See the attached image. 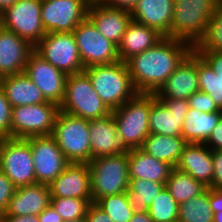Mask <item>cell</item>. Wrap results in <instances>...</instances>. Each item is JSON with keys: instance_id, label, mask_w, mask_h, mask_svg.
<instances>
[{"instance_id": "1", "label": "cell", "mask_w": 222, "mask_h": 222, "mask_svg": "<svg viewBox=\"0 0 222 222\" xmlns=\"http://www.w3.org/2000/svg\"><path fill=\"white\" fill-rule=\"evenodd\" d=\"M192 51L193 46L188 42L164 37L150 49L128 59L125 63L136 92L155 94Z\"/></svg>"}, {"instance_id": "2", "label": "cell", "mask_w": 222, "mask_h": 222, "mask_svg": "<svg viewBox=\"0 0 222 222\" xmlns=\"http://www.w3.org/2000/svg\"><path fill=\"white\" fill-rule=\"evenodd\" d=\"M84 71L91 79L97 95L111 111L121 107L137 94L125 62L94 65Z\"/></svg>"}, {"instance_id": "3", "label": "cell", "mask_w": 222, "mask_h": 222, "mask_svg": "<svg viewBox=\"0 0 222 222\" xmlns=\"http://www.w3.org/2000/svg\"><path fill=\"white\" fill-rule=\"evenodd\" d=\"M59 108L63 113L87 120L111 114L85 71L67 76L65 96Z\"/></svg>"}, {"instance_id": "4", "label": "cell", "mask_w": 222, "mask_h": 222, "mask_svg": "<svg viewBox=\"0 0 222 222\" xmlns=\"http://www.w3.org/2000/svg\"><path fill=\"white\" fill-rule=\"evenodd\" d=\"M151 94L137 93L124 105L111 111L117 133L129 149L141 148L150 134Z\"/></svg>"}, {"instance_id": "5", "label": "cell", "mask_w": 222, "mask_h": 222, "mask_svg": "<svg viewBox=\"0 0 222 222\" xmlns=\"http://www.w3.org/2000/svg\"><path fill=\"white\" fill-rule=\"evenodd\" d=\"M92 201L127 192L128 153L93 158L89 163Z\"/></svg>"}, {"instance_id": "6", "label": "cell", "mask_w": 222, "mask_h": 222, "mask_svg": "<svg viewBox=\"0 0 222 222\" xmlns=\"http://www.w3.org/2000/svg\"><path fill=\"white\" fill-rule=\"evenodd\" d=\"M219 0H174L171 37L194 46L203 36Z\"/></svg>"}, {"instance_id": "7", "label": "cell", "mask_w": 222, "mask_h": 222, "mask_svg": "<svg viewBox=\"0 0 222 222\" xmlns=\"http://www.w3.org/2000/svg\"><path fill=\"white\" fill-rule=\"evenodd\" d=\"M90 120L59 111L51 136L70 163H89L91 144Z\"/></svg>"}, {"instance_id": "8", "label": "cell", "mask_w": 222, "mask_h": 222, "mask_svg": "<svg viewBox=\"0 0 222 222\" xmlns=\"http://www.w3.org/2000/svg\"><path fill=\"white\" fill-rule=\"evenodd\" d=\"M60 108L52 102L16 106L12 108L11 138L26 139L49 136L53 132Z\"/></svg>"}, {"instance_id": "9", "label": "cell", "mask_w": 222, "mask_h": 222, "mask_svg": "<svg viewBox=\"0 0 222 222\" xmlns=\"http://www.w3.org/2000/svg\"><path fill=\"white\" fill-rule=\"evenodd\" d=\"M0 170L16 188L37 184L31 147L25 139H0Z\"/></svg>"}, {"instance_id": "10", "label": "cell", "mask_w": 222, "mask_h": 222, "mask_svg": "<svg viewBox=\"0 0 222 222\" xmlns=\"http://www.w3.org/2000/svg\"><path fill=\"white\" fill-rule=\"evenodd\" d=\"M34 51L67 75L84 71L73 32L46 33Z\"/></svg>"}, {"instance_id": "11", "label": "cell", "mask_w": 222, "mask_h": 222, "mask_svg": "<svg viewBox=\"0 0 222 222\" xmlns=\"http://www.w3.org/2000/svg\"><path fill=\"white\" fill-rule=\"evenodd\" d=\"M84 69L120 61L118 47L86 17L73 31Z\"/></svg>"}, {"instance_id": "12", "label": "cell", "mask_w": 222, "mask_h": 222, "mask_svg": "<svg viewBox=\"0 0 222 222\" xmlns=\"http://www.w3.org/2000/svg\"><path fill=\"white\" fill-rule=\"evenodd\" d=\"M40 13L41 0H17L0 15V23L35 46L46 34Z\"/></svg>"}, {"instance_id": "13", "label": "cell", "mask_w": 222, "mask_h": 222, "mask_svg": "<svg viewBox=\"0 0 222 222\" xmlns=\"http://www.w3.org/2000/svg\"><path fill=\"white\" fill-rule=\"evenodd\" d=\"M91 0H41V19L46 33L73 32L87 17Z\"/></svg>"}, {"instance_id": "14", "label": "cell", "mask_w": 222, "mask_h": 222, "mask_svg": "<svg viewBox=\"0 0 222 222\" xmlns=\"http://www.w3.org/2000/svg\"><path fill=\"white\" fill-rule=\"evenodd\" d=\"M25 140L31 147L36 182L49 185L70 162L51 135L34 136Z\"/></svg>"}, {"instance_id": "15", "label": "cell", "mask_w": 222, "mask_h": 222, "mask_svg": "<svg viewBox=\"0 0 222 222\" xmlns=\"http://www.w3.org/2000/svg\"><path fill=\"white\" fill-rule=\"evenodd\" d=\"M189 108L187 99H158L151 94L150 134L182 137V125Z\"/></svg>"}, {"instance_id": "16", "label": "cell", "mask_w": 222, "mask_h": 222, "mask_svg": "<svg viewBox=\"0 0 222 222\" xmlns=\"http://www.w3.org/2000/svg\"><path fill=\"white\" fill-rule=\"evenodd\" d=\"M27 75L40 89L48 102L60 106L65 96L67 74L57 69L33 51L27 61Z\"/></svg>"}, {"instance_id": "17", "label": "cell", "mask_w": 222, "mask_h": 222, "mask_svg": "<svg viewBox=\"0 0 222 222\" xmlns=\"http://www.w3.org/2000/svg\"><path fill=\"white\" fill-rule=\"evenodd\" d=\"M197 54L192 51L155 93L158 99H188L199 91Z\"/></svg>"}, {"instance_id": "18", "label": "cell", "mask_w": 222, "mask_h": 222, "mask_svg": "<svg viewBox=\"0 0 222 222\" xmlns=\"http://www.w3.org/2000/svg\"><path fill=\"white\" fill-rule=\"evenodd\" d=\"M91 160L104 156L128 153L130 150L117 133V125L111 114L91 119L89 123Z\"/></svg>"}, {"instance_id": "19", "label": "cell", "mask_w": 222, "mask_h": 222, "mask_svg": "<svg viewBox=\"0 0 222 222\" xmlns=\"http://www.w3.org/2000/svg\"><path fill=\"white\" fill-rule=\"evenodd\" d=\"M50 197L92 198L88 163H69L50 184Z\"/></svg>"}, {"instance_id": "20", "label": "cell", "mask_w": 222, "mask_h": 222, "mask_svg": "<svg viewBox=\"0 0 222 222\" xmlns=\"http://www.w3.org/2000/svg\"><path fill=\"white\" fill-rule=\"evenodd\" d=\"M34 51L27 40L0 27V77L24 73L28 58Z\"/></svg>"}, {"instance_id": "21", "label": "cell", "mask_w": 222, "mask_h": 222, "mask_svg": "<svg viewBox=\"0 0 222 222\" xmlns=\"http://www.w3.org/2000/svg\"><path fill=\"white\" fill-rule=\"evenodd\" d=\"M87 17L93 22L98 31L117 47L132 20L130 11L107 7L97 0H91Z\"/></svg>"}, {"instance_id": "22", "label": "cell", "mask_w": 222, "mask_h": 222, "mask_svg": "<svg viewBox=\"0 0 222 222\" xmlns=\"http://www.w3.org/2000/svg\"><path fill=\"white\" fill-rule=\"evenodd\" d=\"M174 0H139L130 12L132 20L171 37Z\"/></svg>"}, {"instance_id": "23", "label": "cell", "mask_w": 222, "mask_h": 222, "mask_svg": "<svg viewBox=\"0 0 222 222\" xmlns=\"http://www.w3.org/2000/svg\"><path fill=\"white\" fill-rule=\"evenodd\" d=\"M50 204L49 185L33 184L16 188L5 215H39Z\"/></svg>"}, {"instance_id": "24", "label": "cell", "mask_w": 222, "mask_h": 222, "mask_svg": "<svg viewBox=\"0 0 222 222\" xmlns=\"http://www.w3.org/2000/svg\"><path fill=\"white\" fill-rule=\"evenodd\" d=\"M175 168L209 187L213 179L212 150L205 144L187 143Z\"/></svg>"}, {"instance_id": "25", "label": "cell", "mask_w": 222, "mask_h": 222, "mask_svg": "<svg viewBox=\"0 0 222 222\" xmlns=\"http://www.w3.org/2000/svg\"><path fill=\"white\" fill-rule=\"evenodd\" d=\"M164 37L157 29L131 20L118 46L120 61L126 62L131 57L150 49Z\"/></svg>"}, {"instance_id": "26", "label": "cell", "mask_w": 222, "mask_h": 222, "mask_svg": "<svg viewBox=\"0 0 222 222\" xmlns=\"http://www.w3.org/2000/svg\"><path fill=\"white\" fill-rule=\"evenodd\" d=\"M173 168L171 164L152 157L141 148L128 151L129 178L166 183Z\"/></svg>"}, {"instance_id": "27", "label": "cell", "mask_w": 222, "mask_h": 222, "mask_svg": "<svg viewBox=\"0 0 222 222\" xmlns=\"http://www.w3.org/2000/svg\"><path fill=\"white\" fill-rule=\"evenodd\" d=\"M0 87L12 108L47 102L40 89L25 73L2 77Z\"/></svg>"}, {"instance_id": "28", "label": "cell", "mask_w": 222, "mask_h": 222, "mask_svg": "<svg viewBox=\"0 0 222 222\" xmlns=\"http://www.w3.org/2000/svg\"><path fill=\"white\" fill-rule=\"evenodd\" d=\"M221 116L222 111L201 113L189 108L182 125V137L187 143L205 144Z\"/></svg>"}, {"instance_id": "29", "label": "cell", "mask_w": 222, "mask_h": 222, "mask_svg": "<svg viewBox=\"0 0 222 222\" xmlns=\"http://www.w3.org/2000/svg\"><path fill=\"white\" fill-rule=\"evenodd\" d=\"M186 144L183 137L149 134L141 149L152 157L175 167Z\"/></svg>"}, {"instance_id": "30", "label": "cell", "mask_w": 222, "mask_h": 222, "mask_svg": "<svg viewBox=\"0 0 222 222\" xmlns=\"http://www.w3.org/2000/svg\"><path fill=\"white\" fill-rule=\"evenodd\" d=\"M165 187L178 204H182L185 201L198 196L208 188L188 173L178 170L175 167L171 171Z\"/></svg>"}, {"instance_id": "31", "label": "cell", "mask_w": 222, "mask_h": 222, "mask_svg": "<svg viewBox=\"0 0 222 222\" xmlns=\"http://www.w3.org/2000/svg\"><path fill=\"white\" fill-rule=\"evenodd\" d=\"M165 184L153 180L129 178L126 193L134 211H148L153 200L165 187Z\"/></svg>"}, {"instance_id": "32", "label": "cell", "mask_w": 222, "mask_h": 222, "mask_svg": "<svg viewBox=\"0 0 222 222\" xmlns=\"http://www.w3.org/2000/svg\"><path fill=\"white\" fill-rule=\"evenodd\" d=\"M213 214L207 188L198 196L179 204L177 222H213Z\"/></svg>"}, {"instance_id": "33", "label": "cell", "mask_w": 222, "mask_h": 222, "mask_svg": "<svg viewBox=\"0 0 222 222\" xmlns=\"http://www.w3.org/2000/svg\"><path fill=\"white\" fill-rule=\"evenodd\" d=\"M193 51L222 52V0L217 3L206 30L193 46Z\"/></svg>"}, {"instance_id": "34", "label": "cell", "mask_w": 222, "mask_h": 222, "mask_svg": "<svg viewBox=\"0 0 222 222\" xmlns=\"http://www.w3.org/2000/svg\"><path fill=\"white\" fill-rule=\"evenodd\" d=\"M95 204L114 222H129L135 212L126 192L102 197Z\"/></svg>"}, {"instance_id": "35", "label": "cell", "mask_w": 222, "mask_h": 222, "mask_svg": "<svg viewBox=\"0 0 222 222\" xmlns=\"http://www.w3.org/2000/svg\"><path fill=\"white\" fill-rule=\"evenodd\" d=\"M179 204L164 187L153 200L148 212L154 222H177Z\"/></svg>"}, {"instance_id": "36", "label": "cell", "mask_w": 222, "mask_h": 222, "mask_svg": "<svg viewBox=\"0 0 222 222\" xmlns=\"http://www.w3.org/2000/svg\"><path fill=\"white\" fill-rule=\"evenodd\" d=\"M197 75L200 91L209 94L217 107L222 110V80L198 54Z\"/></svg>"}, {"instance_id": "37", "label": "cell", "mask_w": 222, "mask_h": 222, "mask_svg": "<svg viewBox=\"0 0 222 222\" xmlns=\"http://www.w3.org/2000/svg\"><path fill=\"white\" fill-rule=\"evenodd\" d=\"M92 202V198L50 197V203L62 217L63 221L85 218L89 205Z\"/></svg>"}, {"instance_id": "38", "label": "cell", "mask_w": 222, "mask_h": 222, "mask_svg": "<svg viewBox=\"0 0 222 222\" xmlns=\"http://www.w3.org/2000/svg\"><path fill=\"white\" fill-rule=\"evenodd\" d=\"M12 106L0 87V139L11 138Z\"/></svg>"}, {"instance_id": "39", "label": "cell", "mask_w": 222, "mask_h": 222, "mask_svg": "<svg viewBox=\"0 0 222 222\" xmlns=\"http://www.w3.org/2000/svg\"><path fill=\"white\" fill-rule=\"evenodd\" d=\"M187 100L189 102L190 108L197 109L201 113L222 111L217 107L215 101L210 97L209 94L200 90L195 92Z\"/></svg>"}, {"instance_id": "40", "label": "cell", "mask_w": 222, "mask_h": 222, "mask_svg": "<svg viewBox=\"0 0 222 222\" xmlns=\"http://www.w3.org/2000/svg\"><path fill=\"white\" fill-rule=\"evenodd\" d=\"M16 187L11 180L0 170V216L5 214L9 201L14 195Z\"/></svg>"}, {"instance_id": "41", "label": "cell", "mask_w": 222, "mask_h": 222, "mask_svg": "<svg viewBox=\"0 0 222 222\" xmlns=\"http://www.w3.org/2000/svg\"><path fill=\"white\" fill-rule=\"evenodd\" d=\"M222 80V52L218 51H194Z\"/></svg>"}, {"instance_id": "42", "label": "cell", "mask_w": 222, "mask_h": 222, "mask_svg": "<svg viewBox=\"0 0 222 222\" xmlns=\"http://www.w3.org/2000/svg\"><path fill=\"white\" fill-rule=\"evenodd\" d=\"M213 179L210 189H222V150L212 151Z\"/></svg>"}, {"instance_id": "43", "label": "cell", "mask_w": 222, "mask_h": 222, "mask_svg": "<svg viewBox=\"0 0 222 222\" xmlns=\"http://www.w3.org/2000/svg\"><path fill=\"white\" fill-rule=\"evenodd\" d=\"M209 202L213 214V222H222V189L209 188Z\"/></svg>"}, {"instance_id": "44", "label": "cell", "mask_w": 222, "mask_h": 222, "mask_svg": "<svg viewBox=\"0 0 222 222\" xmlns=\"http://www.w3.org/2000/svg\"><path fill=\"white\" fill-rule=\"evenodd\" d=\"M86 222H114L100 207L91 203L85 216Z\"/></svg>"}, {"instance_id": "45", "label": "cell", "mask_w": 222, "mask_h": 222, "mask_svg": "<svg viewBox=\"0 0 222 222\" xmlns=\"http://www.w3.org/2000/svg\"><path fill=\"white\" fill-rule=\"evenodd\" d=\"M205 145L213 150H222V116L213 129Z\"/></svg>"}, {"instance_id": "46", "label": "cell", "mask_w": 222, "mask_h": 222, "mask_svg": "<svg viewBox=\"0 0 222 222\" xmlns=\"http://www.w3.org/2000/svg\"><path fill=\"white\" fill-rule=\"evenodd\" d=\"M100 4L107 7L132 11L139 0H97Z\"/></svg>"}, {"instance_id": "47", "label": "cell", "mask_w": 222, "mask_h": 222, "mask_svg": "<svg viewBox=\"0 0 222 222\" xmlns=\"http://www.w3.org/2000/svg\"><path fill=\"white\" fill-rule=\"evenodd\" d=\"M38 219L39 222H63L51 203L38 215Z\"/></svg>"}, {"instance_id": "48", "label": "cell", "mask_w": 222, "mask_h": 222, "mask_svg": "<svg viewBox=\"0 0 222 222\" xmlns=\"http://www.w3.org/2000/svg\"><path fill=\"white\" fill-rule=\"evenodd\" d=\"M0 222H39L37 215H25V216H8L2 214L0 216Z\"/></svg>"}, {"instance_id": "49", "label": "cell", "mask_w": 222, "mask_h": 222, "mask_svg": "<svg viewBox=\"0 0 222 222\" xmlns=\"http://www.w3.org/2000/svg\"><path fill=\"white\" fill-rule=\"evenodd\" d=\"M129 222H154L148 211H135Z\"/></svg>"}, {"instance_id": "50", "label": "cell", "mask_w": 222, "mask_h": 222, "mask_svg": "<svg viewBox=\"0 0 222 222\" xmlns=\"http://www.w3.org/2000/svg\"><path fill=\"white\" fill-rule=\"evenodd\" d=\"M17 0H0V15L11 7Z\"/></svg>"}, {"instance_id": "51", "label": "cell", "mask_w": 222, "mask_h": 222, "mask_svg": "<svg viewBox=\"0 0 222 222\" xmlns=\"http://www.w3.org/2000/svg\"><path fill=\"white\" fill-rule=\"evenodd\" d=\"M63 222H86V220L85 218H83V219L69 220V221H63Z\"/></svg>"}]
</instances>
